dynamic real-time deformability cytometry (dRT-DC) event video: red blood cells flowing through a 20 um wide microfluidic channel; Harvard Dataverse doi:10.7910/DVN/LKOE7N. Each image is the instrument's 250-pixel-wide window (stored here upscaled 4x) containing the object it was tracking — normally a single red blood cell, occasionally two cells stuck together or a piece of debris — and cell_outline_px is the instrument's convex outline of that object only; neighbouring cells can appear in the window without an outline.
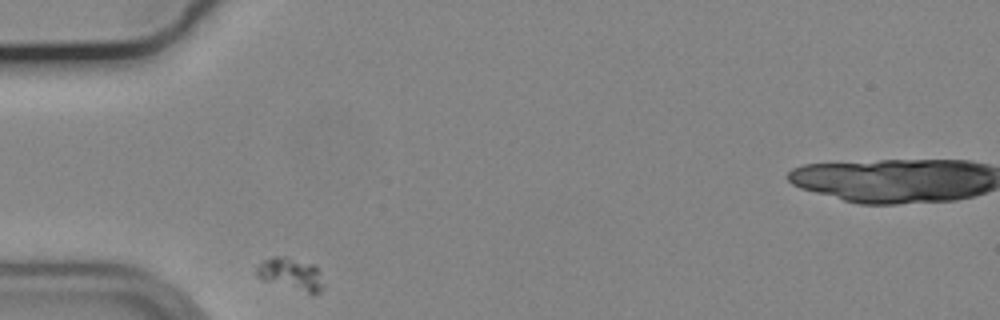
{"species": "common noctule bat (a hibernating species)", "species_latin": "Nyctalus noctula", "temperature_condition": "cold", "stored_images_in_passage": 31, "camera_frame_rate_fps": 3000, "um_per_image_px": 0.085, "animal": {"sex": "male", "body_mass_g": 19.2, "forearm_length_mm": 51.8}, "frame": {"image": 1, "passage_image": 1, "time_ms": 0.0, "image_size_px": [1000, 320], "cell_outline_px": [[324, 288], [320, 292], [308, 292], [264, 280], [256, 276], [256, 268], [264, 260], [272, 256], [284, 256], [316, 264], [324, 284]], "centroid_in_image_um": [24.75, 23.25], "position_along_channel_um": 60.2, "area_um2": 12.37}}
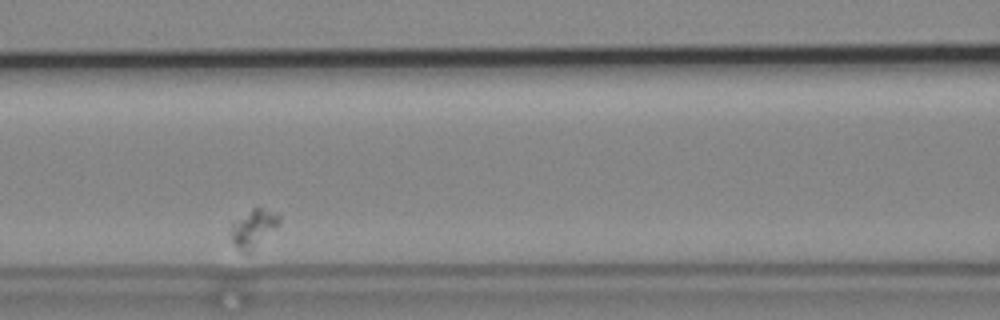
{"frame": {"image": 2, "passage_image": 10, "time_ms": 3.0, "image_size_px": [1000, 320], "cell_outline_px": [[280, 224], [252, 252], [240, 252], [232, 244], [228, 232], [232, 224], [236, 220], [252, 208], [260, 208], [280, 216]], "centroid_in_image_um": [21.49, 19.47], "position_along_channel_um": 145.1, "area_um2": 10.81}}
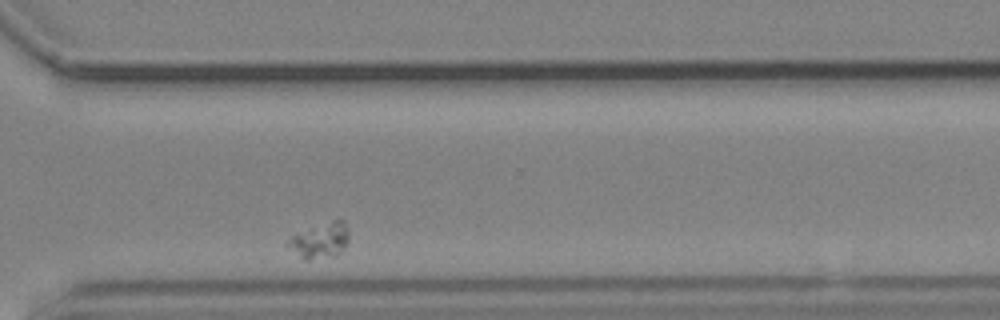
{"frame": {"image": 3, "passage_image": 29, "time_ms": 9.333, "image_size_px": [1000, 320], "cell_outline_px": [[348, 244], [340, 252], [332, 256], [308, 260], [304, 260], [284, 244], [292, 236], [332, 220], [344, 220], [348, 228]], "centroid_in_image_um": [27.23, 20.46], "position_along_channel_um": 343.4, "area_um2": 12.37}}